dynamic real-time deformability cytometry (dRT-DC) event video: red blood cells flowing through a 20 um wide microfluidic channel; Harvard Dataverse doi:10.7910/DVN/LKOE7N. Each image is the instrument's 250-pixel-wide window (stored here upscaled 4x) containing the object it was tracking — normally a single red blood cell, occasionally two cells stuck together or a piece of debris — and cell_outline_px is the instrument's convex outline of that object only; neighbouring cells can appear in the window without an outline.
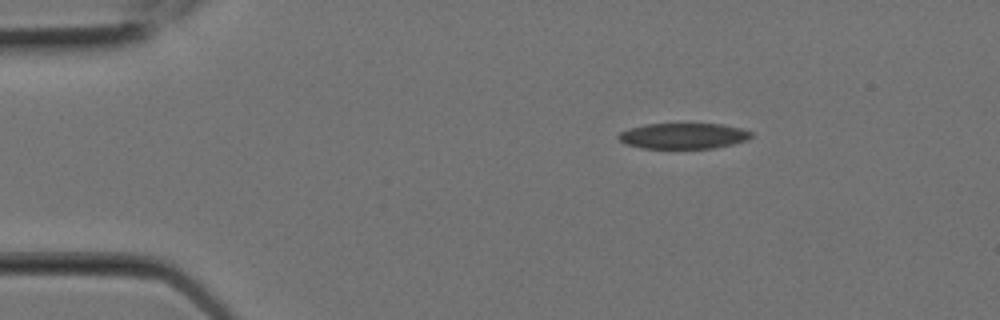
{"species": "Egyptian fruit bat (a non-hibernating species)", "species_latin": "Rousettus aegyptiacus", "temperature_condition": "room temperature", "stored_images_in_passage": 6, "camera_frame_rate_fps": 3000, "um_per_image_px": 0.085, "animal": {"sex": "female"}, "frame": {"image": 1, "passage_image": 1, "time_ms": 0.0, "image_size_px": [1000, 320], "cell_outline_px": [[752, 136], [748, 140], [732, 144], [712, 148], [640, 148], [624, 144], [616, 136], [620, 132], [628, 128], [644, 124], [720, 124], [740, 128], [752, 132]], "centroid_in_image_um": [58.04, 11.55], "position_along_channel_um": 27.0, "area_um2": 19.94}}
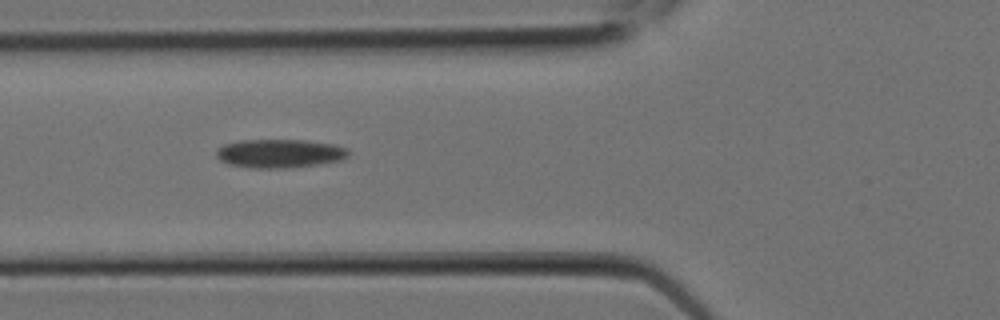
{"frame": {"image": 2, "passage_image": 5, "time_ms": 1.333, "image_size_px": [1000, 320], "cell_outline_px": [[348, 156], [340, 160], [320, 164], [288, 168], [252, 168], [228, 164], [220, 160], [216, 156], [216, 148], [224, 144], [240, 140], [304, 140], [336, 144], [348, 148]], "centroid_in_image_um": [23.76, 13.04], "position_along_channel_um": 102.0, "area_um2": 22.25}}
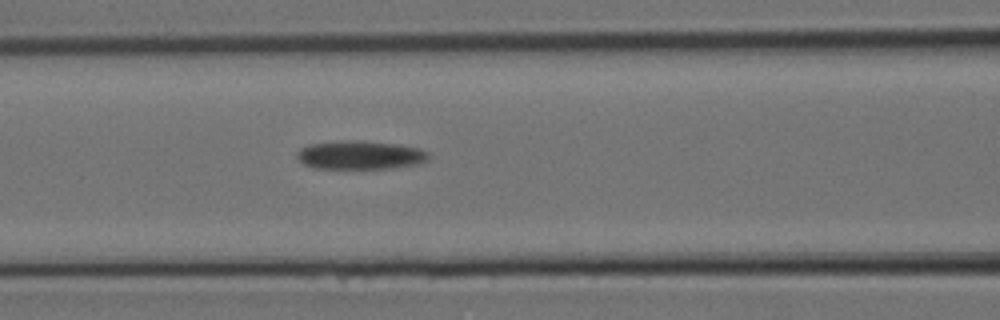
{"frame": {"image": 3, "passage_image": 6, "time_ms": 1.667, "image_size_px": [1000, 320], "cell_outline_px": [[428, 160], [420, 164], [392, 168], [312, 168], [304, 164], [296, 156], [296, 152], [300, 148], [308, 144], [348, 140], [360, 140], [396, 144], [420, 148], [428, 152]], "centroid_in_image_um": [30.61, 13.17], "position_along_channel_um": 136.0, "area_um2": 22.02}}